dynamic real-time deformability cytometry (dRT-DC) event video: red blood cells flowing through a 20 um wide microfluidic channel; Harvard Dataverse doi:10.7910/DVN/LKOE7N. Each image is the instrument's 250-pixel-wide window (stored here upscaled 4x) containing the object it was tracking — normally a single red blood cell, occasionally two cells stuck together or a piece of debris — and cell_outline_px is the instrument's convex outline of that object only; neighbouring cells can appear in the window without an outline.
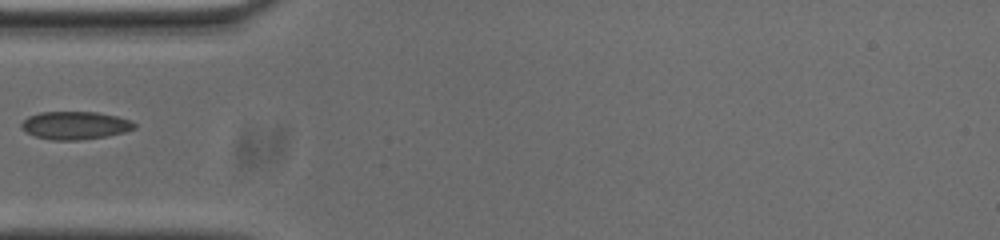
{"species": "common noctule bat (a hibernating species)", "species_latin": "Nyctalus noctula", "temperature_condition": "cold", "stored_images_in_passage": 27, "camera_frame_rate_fps": 3000, "um_per_image_px": 0.085, "animal": {"sex": "male", "body_mass_g": 20.0, "forearm_length_mm": 53.3}, "frame": {"image": 1, "passage_image": 1, "time_ms": 0.0, "image_size_px": [1000, 240], "cell_outline_px": [[132, 128], [116, 132], [96, 136], [40, 136], [24, 128], [24, 124], [32, 116], [48, 112], [84, 112], [108, 116], [124, 120], [132, 124]], "centroid_in_image_um": [6.35, 10.58], "position_along_channel_um": 78.7, "area_um2": 14.97}}